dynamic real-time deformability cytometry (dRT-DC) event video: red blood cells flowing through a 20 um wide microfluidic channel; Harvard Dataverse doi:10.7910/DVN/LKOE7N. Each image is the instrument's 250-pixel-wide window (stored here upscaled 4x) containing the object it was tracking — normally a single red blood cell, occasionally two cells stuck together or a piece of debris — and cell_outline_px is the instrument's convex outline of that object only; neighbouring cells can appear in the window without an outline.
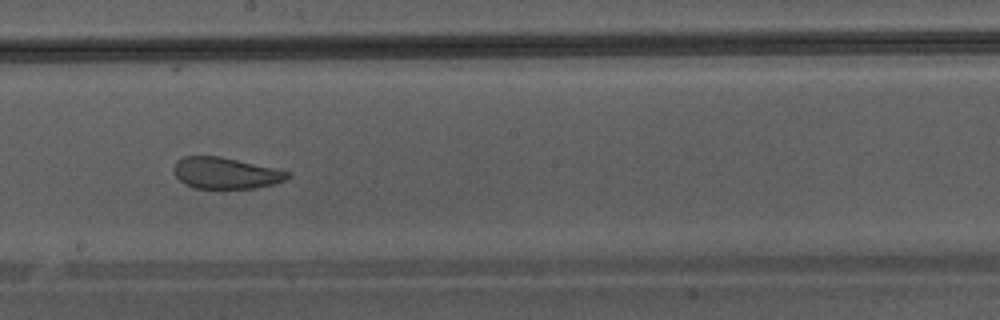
{"species": "Egyptian fruit bat (a non-hibernating species)", "species_latin": "Rousettus aegyptiacus", "temperature_condition": "warm", "stored_images_in_passage": 46, "camera_frame_rate_fps": 3000, "um_per_image_px": 0.085, "animal": {"sex": "male"}, "frame": {"image": 1, "passage_image": 27, "time_ms": 8.667, "image_size_px": [1000, 320], "cell_outline_px": [[292, 176], [284, 180], [272, 184], [256, 188], [196, 188], [184, 184], [176, 176], [172, 168], [184, 156], [220, 156], [272, 168], [288, 172]], "centroid_in_image_um": [19.15, 14.72], "position_along_channel_um": 229.0, "area_um2": 20.4}}